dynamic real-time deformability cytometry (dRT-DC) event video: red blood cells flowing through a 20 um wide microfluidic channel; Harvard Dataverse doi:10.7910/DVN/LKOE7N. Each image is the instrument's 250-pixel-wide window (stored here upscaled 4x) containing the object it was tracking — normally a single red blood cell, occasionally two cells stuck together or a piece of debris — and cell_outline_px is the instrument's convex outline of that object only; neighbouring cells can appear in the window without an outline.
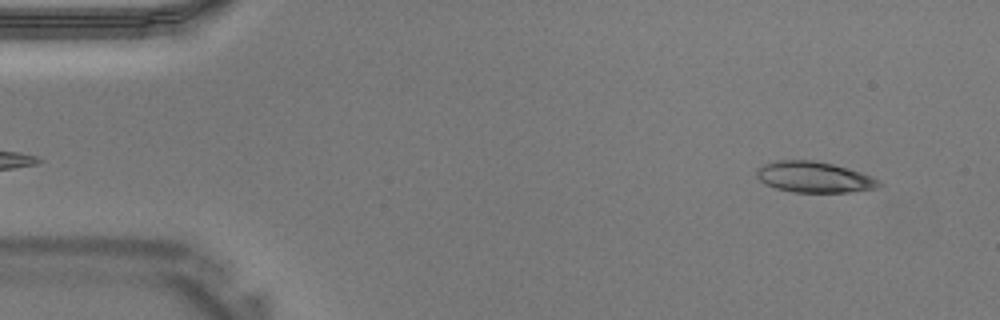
{"species": "Egyptian fruit bat (a non-hibernating species)", "species_latin": "Rousettus aegyptiacus", "temperature_condition": "warm", "stored_images_in_passage": 38, "camera_frame_rate_fps": 3000, "um_per_image_px": 0.085, "animal": {"sex": "male"}, "frame": {"image": 1, "passage_image": 2, "time_ms": 0.333, "image_size_px": [1000, 320], "cell_outline_px": [[884, 184], [880, 188], [848, 192], [792, 192], [776, 188], [764, 184], [756, 176], [756, 172], [764, 164], [776, 160], [816, 160], [848, 168], [872, 176]], "centroid_in_image_um": [69.23, 15.06], "position_along_channel_um": 15.8, "area_um2": 22.14}}
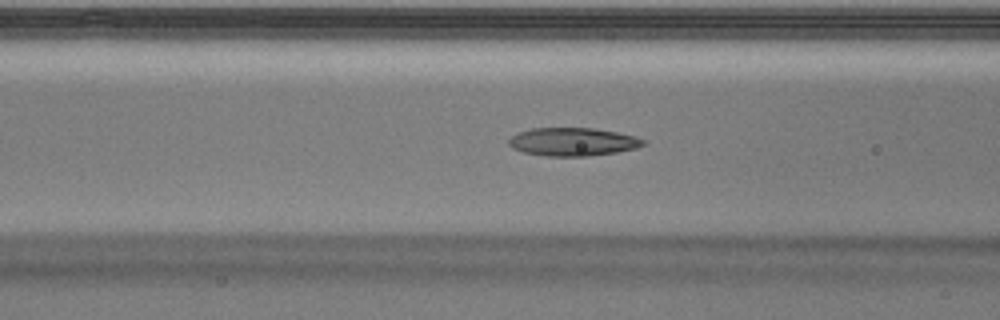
{"frame": {"image": 2, "passage_image": 14, "time_ms": 4.333, "image_size_px": [1000, 320], "cell_outline_px": [[644, 144], [636, 148], [616, 152], [588, 156], [544, 156], [524, 152], [512, 148], [508, 144], [508, 140], [512, 136], [520, 132], [532, 128], [592, 128], [616, 132], [636, 136], [644, 140]], "centroid_in_image_um": [48.67, 12.05], "position_along_channel_um": 117.9, "area_um2": 21.96}}
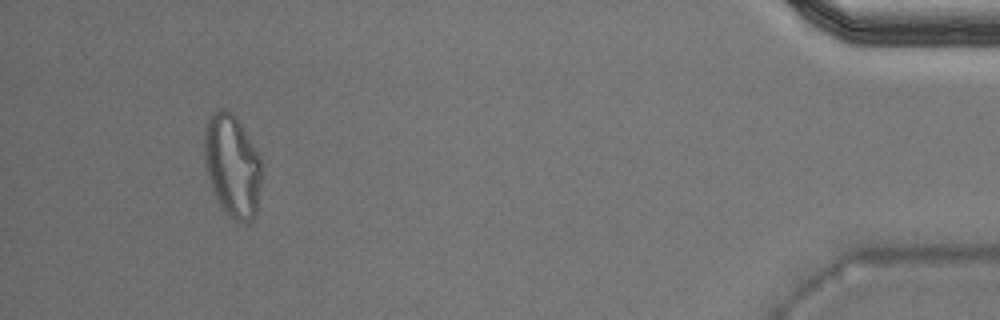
{"frame": {"image": 3, "passage_image": 36, "time_ms": 11.667, "image_size_px": [1000, 320], "cell_outline_px": [[260, 184], [256, 212], [252, 220], [244, 224], [228, 216], [220, 204], [216, 196], [208, 176], [204, 164], [204, 132], [208, 116], [212, 112], [220, 108], [224, 108], [232, 112], [236, 116], [260, 156]], "centroid_in_image_um": [19.72, 14.05], "position_along_channel_um": 415.5, "area_um2": 34.22}}